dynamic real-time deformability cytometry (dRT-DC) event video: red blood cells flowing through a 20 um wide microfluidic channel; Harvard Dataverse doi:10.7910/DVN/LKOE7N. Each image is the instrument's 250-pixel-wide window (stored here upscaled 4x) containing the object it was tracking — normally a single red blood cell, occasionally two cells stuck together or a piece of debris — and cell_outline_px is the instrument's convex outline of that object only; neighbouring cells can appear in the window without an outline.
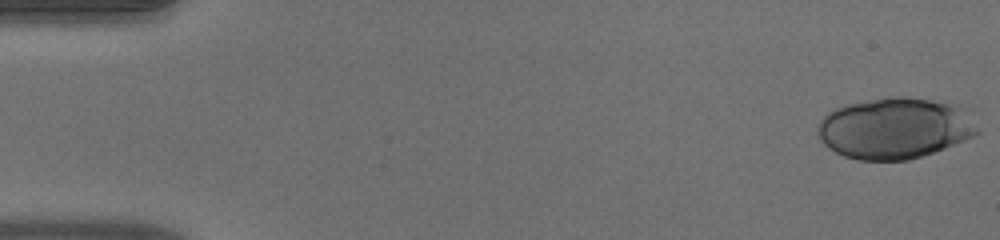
{"species": "human", "species_latin": "Homo sapiens", "temperature_condition": "warm", "stored_images_in_passage": 50, "camera_frame_rate_fps": 3000, "um_per_image_px": 0.085, "donor": {"sex": "male"}, "frame": {"image": 1, "passage_image": 1, "time_ms": 0.0, "image_size_px": [1000, 240], "cell_outline_px": [[980, 132], [976, 136], [944, 148], [908, 160], [860, 160], [844, 156], [828, 148], [820, 140], [816, 132], [816, 128], [820, 120], [828, 112], [844, 104], [888, 96], [904, 96], [960, 104]], "centroid_in_image_um": [76.03, 10.88], "position_along_channel_um": 9.0, "area_um2": 57.16}}
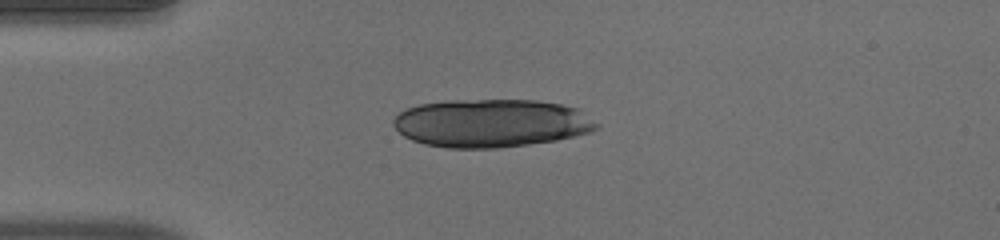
{"frame": {"image": 2, "passage_image": 13, "time_ms": 4.0, "image_size_px": [1000, 240], "cell_outline_px": [[600, 128], [592, 132], [556, 140], [528, 144], [496, 148], [448, 148], [424, 144], [412, 140], [404, 136], [392, 124], [392, 120], [400, 112], [408, 108], [420, 104], [444, 100], [536, 100], [560, 104], [580, 108], [600, 124]], "centroid_in_image_um": [41.8, 10.46], "position_along_channel_um": 43.2, "area_um2": 57.4}}